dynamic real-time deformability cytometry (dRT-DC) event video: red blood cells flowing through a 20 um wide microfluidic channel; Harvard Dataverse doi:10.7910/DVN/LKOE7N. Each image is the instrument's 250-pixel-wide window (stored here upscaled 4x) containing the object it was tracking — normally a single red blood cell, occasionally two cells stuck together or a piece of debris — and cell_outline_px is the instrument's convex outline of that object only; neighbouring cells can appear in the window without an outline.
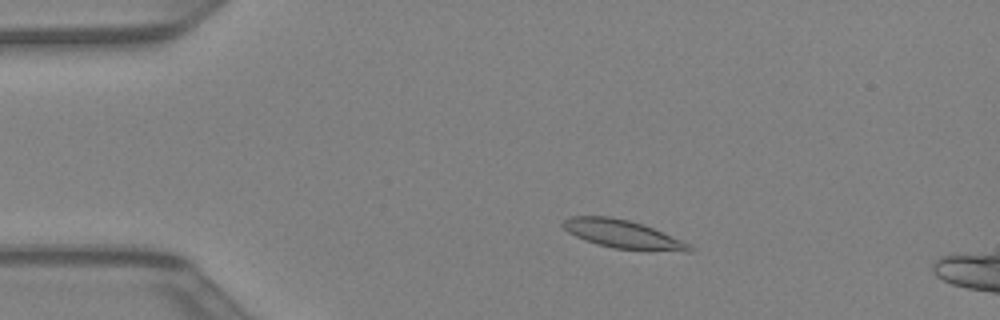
{"species": "Egyptian fruit bat (a non-hibernating species)", "species_latin": "Rousettus aegyptiacus", "temperature_condition": "warm", "stored_images_in_passage": 13, "camera_frame_rate_fps": 3000, "um_per_image_px": 0.085, "animal": {"sex": "female"}, "frame": {"image": 1, "passage_image": 8, "time_ms": 2.333, "image_size_px": [1000, 320], "cell_outline_px": [[692, 252], [684, 252], [612, 248], [596, 244], [584, 240], [568, 232], [560, 224], [564, 220], [572, 216], [608, 216], [628, 220], [652, 228], [680, 240], [688, 244], [692, 248]], "centroid_in_image_um": [52.88, 19.91], "position_along_channel_um": 32.1, "area_um2": 20.52}}